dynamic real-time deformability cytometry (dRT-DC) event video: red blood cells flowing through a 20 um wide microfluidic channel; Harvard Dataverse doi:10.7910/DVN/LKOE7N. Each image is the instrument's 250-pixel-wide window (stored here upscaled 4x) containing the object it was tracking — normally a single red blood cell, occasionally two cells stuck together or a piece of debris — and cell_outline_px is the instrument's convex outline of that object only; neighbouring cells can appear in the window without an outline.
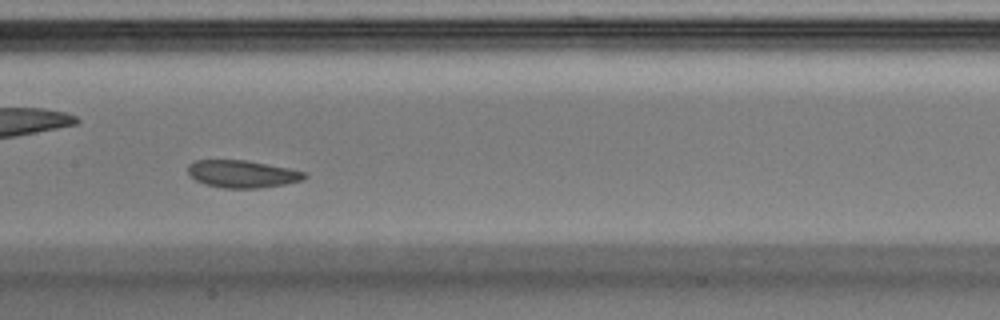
{"species": "Egyptian fruit bat (a non-hibernating species)", "species_latin": "Rousettus aegyptiacus", "temperature_condition": "warm", "stored_images_in_passage": 30, "camera_frame_rate_fps": 3000, "um_per_image_px": 0.085, "animal": {"sex": "male"}, "frame": {"image": 1, "passage_image": 9, "time_ms": 2.667, "image_size_px": [1000, 320], "cell_outline_px": [[308, 176], [304, 180], [284, 184], [260, 188], [224, 188], [204, 184], [196, 180], [188, 172], [188, 164], [196, 160], [244, 160], [288, 168], [304, 172]], "centroid_in_image_um": [20.59, 14.79], "position_along_channel_um": 186.8, "area_um2": 18.5}}